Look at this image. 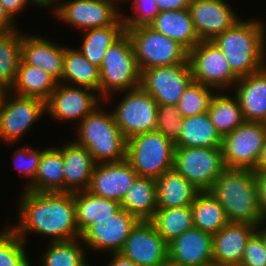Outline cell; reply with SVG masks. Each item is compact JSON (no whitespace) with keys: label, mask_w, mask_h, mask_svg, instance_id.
Instances as JSON below:
<instances>
[{"label":"cell","mask_w":266,"mask_h":266,"mask_svg":"<svg viewBox=\"0 0 266 266\" xmlns=\"http://www.w3.org/2000/svg\"><path fill=\"white\" fill-rule=\"evenodd\" d=\"M20 197L19 218L10 228L26 243L28 233L50 236V242L80 238L72 192H33Z\"/></svg>","instance_id":"6da1fadb"},{"label":"cell","mask_w":266,"mask_h":266,"mask_svg":"<svg viewBox=\"0 0 266 266\" xmlns=\"http://www.w3.org/2000/svg\"><path fill=\"white\" fill-rule=\"evenodd\" d=\"M255 19H240L212 40L223 52L232 72L238 78L266 67V28L263 21Z\"/></svg>","instance_id":"7a4b0ae2"},{"label":"cell","mask_w":266,"mask_h":266,"mask_svg":"<svg viewBox=\"0 0 266 266\" xmlns=\"http://www.w3.org/2000/svg\"><path fill=\"white\" fill-rule=\"evenodd\" d=\"M208 191L219 201L230 222L257 227L266 222L253 170L226 168Z\"/></svg>","instance_id":"3957f363"},{"label":"cell","mask_w":266,"mask_h":266,"mask_svg":"<svg viewBox=\"0 0 266 266\" xmlns=\"http://www.w3.org/2000/svg\"><path fill=\"white\" fill-rule=\"evenodd\" d=\"M97 106L79 124L75 142L92 154L96 164L126 159L127 139L109 113Z\"/></svg>","instance_id":"277c9868"},{"label":"cell","mask_w":266,"mask_h":266,"mask_svg":"<svg viewBox=\"0 0 266 266\" xmlns=\"http://www.w3.org/2000/svg\"><path fill=\"white\" fill-rule=\"evenodd\" d=\"M99 69L100 97L105 102L116 91L122 93L139 87L140 70L127 32L108 48Z\"/></svg>","instance_id":"5b68a950"},{"label":"cell","mask_w":266,"mask_h":266,"mask_svg":"<svg viewBox=\"0 0 266 266\" xmlns=\"http://www.w3.org/2000/svg\"><path fill=\"white\" fill-rule=\"evenodd\" d=\"M174 149V143L159 131H148L127 140L126 159L138 176L156 180L173 169Z\"/></svg>","instance_id":"8992f818"},{"label":"cell","mask_w":266,"mask_h":266,"mask_svg":"<svg viewBox=\"0 0 266 266\" xmlns=\"http://www.w3.org/2000/svg\"><path fill=\"white\" fill-rule=\"evenodd\" d=\"M139 70L188 63V51L149 25L126 28Z\"/></svg>","instance_id":"52a82bcc"},{"label":"cell","mask_w":266,"mask_h":266,"mask_svg":"<svg viewBox=\"0 0 266 266\" xmlns=\"http://www.w3.org/2000/svg\"><path fill=\"white\" fill-rule=\"evenodd\" d=\"M266 140V123L244 121L223 136L222 155L228 169L255 170Z\"/></svg>","instance_id":"ba28073f"},{"label":"cell","mask_w":266,"mask_h":266,"mask_svg":"<svg viewBox=\"0 0 266 266\" xmlns=\"http://www.w3.org/2000/svg\"><path fill=\"white\" fill-rule=\"evenodd\" d=\"M173 169L200 191H208L226 167L221 148L175 147Z\"/></svg>","instance_id":"9c48e42d"},{"label":"cell","mask_w":266,"mask_h":266,"mask_svg":"<svg viewBox=\"0 0 266 266\" xmlns=\"http://www.w3.org/2000/svg\"><path fill=\"white\" fill-rule=\"evenodd\" d=\"M188 62L193 82L219 92L232 88L239 79L232 72L223 52L212 41H200L188 52Z\"/></svg>","instance_id":"30bf717a"},{"label":"cell","mask_w":266,"mask_h":266,"mask_svg":"<svg viewBox=\"0 0 266 266\" xmlns=\"http://www.w3.org/2000/svg\"><path fill=\"white\" fill-rule=\"evenodd\" d=\"M126 93V94H125ZM124 98L111 110L116 124L128 140L137 134L155 131L158 104L140 87L127 90Z\"/></svg>","instance_id":"8fae6325"},{"label":"cell","mask_w":266,"mask_h":266,"mask_svg":"<svg viewBox=\"0 0 266 266\" xmlns=\"http://www.w3.org/2000/svg\"><path fill=\"white\" fill-rule=\"evenodd\" d=\"M46 114V101L38 97L19 96L3 91L0 139L13 145ZM13 143V144H12Z\"/></svg>","instance_id":"7c38bea8"},{"label":"cell","mask_w":266,"mask_h":266,"mask_svg":"<svg viewBox=\"0 0 266 266\" xmlns=\"http://www.w3.org/2000/svg\"><path fill=\"white\" fill-rule=\"evenodd\" d=\"M121 0H68L54 6V16L85 31L114 25L121 17L116 2Z\"/></svg>","instance_id":"4fadbf2b"},{"label":"cell","mask_w":266,"mask_h":266,"mask_svg":"<svg viewBox=\"0 0 266 266\" xmlns=\"http://www.w3.org/2000/svg\"><path fill=\"white\" fill-rule=\"evenodd\" d=\"M190 64L153 67L140 71L139 87L149 93L158 105H177L192 82Z\"/></svg>","instance_id":"5bb4252c"},{"label":"cell","mask_w":266,"mask_h":266,"mask_svg":"<svg viewBox=\"0 0 266 266\" xmlns=\"http://www.w3.org/2000/svg\"><path fill=\"white\" fill-rule=\"evenodd\" d=\"M102 98L91 88L57 83L46 100V113L55 120L80 123L101 103Z\"/></svg>","instance_id":"9a60e30c"},{"label":"cell","mask_w":266,"mask_h":266,"mask_svg":"<svg viewBox=\"0 0 266 266\" xmlns=\"http://www.w3.org/2000/svg\"><path fill=\"white\" fill-rule=\"evenodd\" d=\"M138 266H161L169 261L168 243L149 220H139L119 252Z\"/></svg>","instance_id":"2e32d148"},{"label":"cell","mask_w":266,"mask_h":266,"mask_svg":"<svg viewBox=\"0 0 266 266\" xmlns=\"http://www.w3.org/2000/svg\"><path fill=\"white\" fill-rule=\"evenodd\" d=\"M138 221L134 215L120 208L109 218L91 225L81 235L80 240L93 251L119 253Z\"/></svg>","instance_id":"e0dca14e"},{"label":"cell","mask_w":266,"mask_h":266,"mask_svg":"<svg viewBox=\"0 0 266 266\" xmlns=\"http://www.w3.org/2000/svg\"><path fill=\"white\" fill-rule=\"evenodd\" d=\"M188 9L200 41H212L240 20L225 0H191Z\"/></svg>","instance_id":"ac0fdd59"},{"label":"cell","mask_w":266,"mask_h":266,"mask_svg":"<svg viewBox=\"0 0 266 266\" xmlns=\"http://www.w3.org/2000/svg\"><path fill=\"white\" fill-rule=\"evenodd\" d=\"M138 177L127 159L95 164L87 191L102 198L121 202Z\"/></svg>","instance_id":"d6986e66"},{"label":"cell","mask_w":266,"mask_h":266,"mask_svg":"<svg viewBox=\"0 0 266 266\" xmlns=\"http://www.w3.org/2000/svg\"><path fill=\"white\" fill-rule=\"evenodd\" d=\"M169 261L177 266L213 263L212 235L195 227L168 243Z\"/></svg>","instance_id":"ffe728a7"},{"label":"cell","mask_w":266,"mask_h":266,"mask_svg":"<svg viewBox=\"0 0 266 266\" xmlns=\"http://www.w3.org/2000/svg\"><path fill=\"white\" fill-rule=\"evenodd\" d=\"M64 50L65 46L56 45L39 35L22 34V60L45 71L58 83H62Z\"/></svg>","instance_id":"44dd1931"},{"label":"cell","mask_w":266,"mask_h":266,"mask_svg":"<svg viewBox=\"0 0 266 266\" xmlns=\"http://www.w3.org/2000/svg\"><path fill=\"white\" fill-rule=\"evenodd\" d=\"M257 226L229 222L212 235L213 263L220 266H240L248 239Z\"/></svg>","instance_id":"7402d4cb"},{"label":"cell","mask_w":266,"mask_h":266,"mask_svg":"<svg viewBox=\"0 0 266 266\" xmlns=\"http://www.w3.org/2000/svg\"><path fill=\"white\" fill-rule=\"evenodd\" d=\"M59 149L63 156L64 192L87 190L96 164L92 154L75 140Z\"/></svg>","instance_id":"603a6c76"},{"label":"cell","mask_w":266,"mask_h":266,"mask_svg":"<svg viewBox=\"0 0 266 266\" xmlns=\"http://www.w3.org/2000/svg\"><path fill=\"white\" fill-rule=\"evenodd\" d=\"M234 88L244 120L266 123V67L239 78Z\"/></svg>","instance_id":"cb8c5ba5"},{"label":"cell","mask_w":266,"mask_h":266,"mask_svg":"<svg viewBox=\"0 0 266 266\" xmlns=\"http://www.w3.org/2000/svg\"><path fill=\"white\" fill-rule=\"evenodd\" d=\"M149 26L178 42L188 52L200 42L189 9L160 11Z\"/></svg>","instance_id":"d4e9b609"},{"label":"cell","mask_w":266,"mask_h":266,"mask_svg":"<svg viewBox=\"0 0 266 266\" xmlns=\"http://www.w3.org/2000/svg\"><path fill=\"white\" fill-rule=\"evenodd\" d=\"M200 192L174 169L156 179L157 208L191 206Z\"/></svg>","instance_id":"484cf974"},{"label":"cell","mask_w":266,"mask_h":266,"mask_svg":"<svg viewBox=\"0 0 266 266\" xmlns=\"http://www.w3.org/2000/svg\"><path fill=\"white\" fill-rule=\"evenodd\" d=\"M223 137L212 124L208 112L182 118L175 147L221 148Z\"/></svg>","instance_id":"4316f807"},{"label":"cell","mask_w":266,"mask_h":266,"mask_svg":"<svg viewBox=\"0 0 266 266\" xmlns=\"http://www.w3.org/2000/svg\"><path fill=\"white\" fill-rule=\"evenodd\" d=\"M73 195L76 224L80 236L91 225L99 222V220L109 218L121 208L119 202L99 197L87 190L73 192Z\"/></svg>","instance_id":"83f0119b"},{"label":"cell","mask_w":266,"mask_h":266,"mask_svg":"<svg viewBox=\"0 0 266 266\" xmlns=\"http://www.w3.org/2000/svg\"><path fill=\"white\" fill-rule=\"evenodd\" d=\"M24 190L64 192L63 156L59 147L44 148L35 179Z\"/></svg>","instance_id":"f1b7e54d"},{"label":"cell","mask_w":266,"mask_h":266,"mask_svg":"<svg viewBox=\"0 0 266 266\" xmlns=\"http://www.w3.org/2000/svg\"><path fill=\"white\" fill-rule=\"evenodd\" d=\"M120 207L138 220H150L157 210L156 180L138 176L126 191Z\"/></svg>","instance_id":"f546056e"},{"label":"cell","mask_w":266,"mask_h":266,"mask_svg":"<svg viewBox=\"0 0 266 266\" xmlns=\"http://www.w3.org/2000/svg\"><path fill=\"white\" fill-rule=\"evenodd\" d=\"M126 32L123 18L114 25L82 31L84 37L77 50L93 65L100 68L108 48Z\"/></svg>","instance_id":"4dcf8cb0"},{"label":"cell","mask_w":266,"mask_h":266,"mask_svg":"<svg viewBox=\"0 0 266 266\" xmlns=\"http://www.w3.org/2000/svg\"><path fill=\"white\" fill-rule=\"evenodd\" d=\"M57 83L48 73L21 59L15 82L9 91L19 96L38 97L46 101Z\"/></svg>","instance_id":"1f68e13d"},{"label":"cell","mask_w":266,"mask_h":266,"mask_svg":"<svg viewBox=\"0 0 266 266\" xmlns=\"http://www.w3.org/2000/svg\"><path fill=\"white\" fill-rule=\"evenodd\" d=\"M62 83L91 88L100 96V69L77 49L65 47Z\"/></svg>","instance_id":"d6a6232c"},{"label":"cell","mask_w":266,"mask_h":266,"mask_svg":"<svg viewBox=\"0 0 266 266\" xmlns=\"http://www.w3.org/2000/svg\"><path fill=\"white\" fill-rule=\"evenodd\" d=\"M194 227L214 235L230 221L219 201L209 192L200 191L191 205Z\"/></svg>","instance_id":"836d02e7"},{"label":"cell","mask_w":266,"mask_h":266,"mask_svg":"<svg viewBox=\"0 0 266 266\" xmlns=\"http://www.w3.org/2000/svg\"><path fill=\"white\" fill-rule=\"evenodd\" d=\"M223 94L221 92L219 94L218 91L213 95L207 111L212 124L222 137L231 133L245 121L236 96H231L229 93Z\"/></svg>","instance_id":"e575fe53"},{"label":"cell","mask_w":266,"mask_h":266,"mask_svg":"<svg viewBox=\"0 0 266 266\" xmlns=\"http://www.w3.org/2000/svg\"><path fill=\"white\" fill-rule=\"evenodd\" d=\"M20 30L0 32V88L10 90L13 86L21 61Z\"/></svg>","instance_id":"d590c367"},{"label":"cell","mask_w":266,"mask_h":266,"mask_svg":"<svg viewBox=\"0 0 266 266\" xmlns=\"http://www.w3.org/2000/svg\"><path fill=\"white\" fill-rule=\"evenodd\" d=\"M149 221L167 243L194 227L191 206L157 208Z\"/></svg>","instance_id":"8d00e7d4"},{"label":"cell","mask_w":266,"mask_h":266,"mask_svg":"<svg viewBox=\"0 0 266 266\" xmlns=\"http://www.w3.org/2000/svg\"><path fill=\"white\" fill-rule=\"evenodd\" d=\"M79 239L80 238L63 242H50L47 251L40 257L41 265L86 266L88 263L84 247H82L83 242Z\"/></svg>","instance_id":"74e56055"},{"label":"cell","mask_w":266,"mask_h":266,"mask_svg":"<svg viewBox=\"0 0 266 266\" xmlns=\"http://www.w3.org/2000/svg\"><path fill=\"white\" fill-rule=\"evenodd\" d=\"M215 89L200 83L191 82L177 103L182 118L191 117L208 111Z\"/></svg>","instance_id":"f35d334b"},{"label":"cell","mask_w":266,"mask_h":266,"mask_svg":"<svg viewBox=\"0 0 266 266\" xmlns=\"http://www.w3.org/2000/svg\"><path fill=\"white\" fill-rule=\"evenodd\" d=\"M25 242L6 225L0 231V266H31Z\"/></svg>","instance_id":"ab89813d"},{"label":"cell","mask_w":266,"mask_h":266,"mask_svg":"<svg viewBox=\"0 0 266 266\" xmlns=\"http://www.w3.org/2000/svg\"><path fill=\"white\" fill-rule=\"evenodd\" d=\"M181 123L182 113L177 105H158L156 131L175 143L181 132Z\"/></svg>","instance_id":"60d3db41"},{"label":"cell","mask_w":266,"mask_h":266,"mask_svg":"<svg viewBox=\"0 0 266 266\" xmlns=\"http://www.w3.org/2000/svg\"><path fill=\"white\" fill-rule=\"evenodd\" d=\"M42 153L43 149L34 150L33 148L27 146L19 148L18 151L16 150L14 152L13 161L15 163V168L21 172L20 174L29 178V183H27L28 185H30V183H32L35 179Z\"/></svg>","instance_id":"b9f144b4"},{"label":"cell","mask_w":266,"mask_h":266,"mask_svg":"<svg viewBox=\"0 0 266 266\" xmlns=\"http://www.w3.org/2000/svg\"><path fill=\"white\" fill-rule=\"evenodd\" d=\"M132 5L137 15L123 16L122 13L125 28L149 25L159 13L156 0H133Z\"/></svg>","instance_id":"7bdbcfd3"},{"label":"cell","mask_w":266,"mask_h":266,"mask_svg":"<svg viewBox=\"0 0 266 266\" xmlns=\"http://www.w3.org/2000/svg\"><path fill=\"white\" fill-rule=\"evenodd\" d=\"M240 266H266L264 241L257 231L247 241Z\"/></svg>","instance_id":"ee69618b"},{"label":"cell","mask_w":266,"mask_h":266,"mask_svg":"<svg viewBox=\"0 0 266 266\" xmlns=\"http://www.w3.org/2000/svg\"><path fill=\"white\" fill-rule=\"evenodd\" d=\"M255 180L258 188V200L261 206L262 212L266 216V170L255 169L253 170Z\"/></svg>","instance_id":"f6af8a7d"},{"label":"cell","mask_w":266,"mask_h":266,"mask_svg":"<svg viewBox=\"0 0 266 266\" xmlns=\"http://www.w3.org/2000/svg\"><path fill=\"white\" fill-rule=\"evenodd\" d=\"M0 2L14 20H16L15 16L18 15L20 11L26 9V6L30 4L35 6L30 0H0Z\"/></svg>","instance_id":"bcb514c9"},{"label":"cell","mask_w":266,"mask_h":266,"mask_svg":"<svg viewBox=\"0 0 266 266\" xmlns=\"http://www.w3.org/2000/svg\"><path fill=\"white\" fill-rule=\"evenodd\" d=\"M160 11H174L188 9L191 0H156Z\"/></svg>","instance_id":"7dc6e473"},{"label":"cell","mask_w":266,"mask_h":266,"mask_svg":"<svg viewBox=\"0 0 266 266\" xmlns=\"http://www.w3.org/2000/svg\"><path fill=\"white\" fill-rule=\"evenodd\" d=\"M14 22V19L7 13L0 2V32H11L19 29Z\"/></svg>","instance_id":"c3c4849f"},{"label":"cell","mask_w":266,"mask_h":266,"mask_svg":"<svg viewBox=\"0 0 266 266\" xmlns=\"http://www.w3.org/2000/svg\"><path fill=\"white\" fill-rule=\"evenodd\" d=\"M112 259L107 266H138L131 259L124 257L121 253H111Z\"/></svg>","instance_id":"681fc988"},{"label":"cell","mask_w":266,"mask_h":266,"mask_svg":"<svg viewBox=\"0 0 266 266\" xmlns=\"http://www.w3.org/2000/svg\"><path fill=\"white\" fill-rule=\"evenodd\" d=\"M256 169H265L266 170V140H265L264 146L262 148Z\"/></svg>","instance_id":"f907efd6"},{"label":"cell","mask_w":266,"mask_h":266,"mask_svg":"<svg viewBox=\"0 0 266 266\" xmlns=\"http://www.w3.org/2000/svg\"><path fill=\"white\" fill-rule=\"evenodd\" d=\"M35 6L42 7L43 8H50L51 6V0H30Z\"/></svg>","instance_id":"816d5d0a"},{"label":"cell","mask_w":266,"mask_h":266,"mask_svg":"<svg viewBox=\"0 0 266 266\" xmlns=\"http://www.w3.org/2000/svg\"><path fill=\"white\" fill-rule=\"evenodd\" d=\"M262 224H263V226H262ZM264 224H266V223L265 222L261 223L257 227V230L256 231L262 236L263 241H264V245H265V249H266V227L264 226ZM260 227H262V228H260Z\"/></svg>","instance_id":"f5cc1de1"},{"label":"cell","mask_w":266,"mask_h":266,"mask_svg":"<svg viewBox=\"0 0 266 266\" xmlns=\"http://www.w3.org/2000/svg\"><path fill=\"white\" fill-rule=\"evenodd\" d=\"M2 113H3V92L2 95L0 96V127H1Z\"/></svg>","instance_id":"db71d44e"},{"label":"cell","mask_w":266,"mask_h":266,"mask_svg":"<svg viewBox=\"0 0 266 266\" xmlns=\"http://www.w3.org/2000/svg\"><path fill=\"white\" fill-rule=\"evenodd\" d=\"M161 266H177L176 264L171 263L170 261L165 262Z\"/></svg>","instance_id":"11a10c76"},{"label":"cell","mask_w":266,"mask_h":266,"mask_svg":"<svg viewBox=\"0 0 266 266\" xmlns=\"http://www.w3.org/2000/svg\"><path fill=\"white\" fill-rule=\"evenodd\" d=\"M58 1H59V0H51V5H52L51 7H53V8H54V4H57V3H58ZM55 2H56V3H55Z\"/></svg>","instance_id":"9f6ffc18"},{"label":"cell","mask_w":266,"mask_h":266,"mask_svg":"<svg viewBox=\"0 0 266 266\" xmlns=\"http://www.w3.org/2000/svg\"><path fill=\"white\" fill-rule=\"evenodd\" d=\"M205 266H220V265H218V264H216V263H211V264H209V265H205Z\"/></svg>","instance_id":"6f0895ef"},{"label":"cell","mask_w":266,"mask_h":266,"mask_svg":"<svg viewBox=\"0 0 266 266\" xmlns=\"http://www.w3.org/2000/svg\"><path fill=\"white\" fill-rule=\"evenodd\" d=\"M3 90L0 88V96L2 95Z\"/></svg>","instance_id":"680465c9"}]
</instances>
